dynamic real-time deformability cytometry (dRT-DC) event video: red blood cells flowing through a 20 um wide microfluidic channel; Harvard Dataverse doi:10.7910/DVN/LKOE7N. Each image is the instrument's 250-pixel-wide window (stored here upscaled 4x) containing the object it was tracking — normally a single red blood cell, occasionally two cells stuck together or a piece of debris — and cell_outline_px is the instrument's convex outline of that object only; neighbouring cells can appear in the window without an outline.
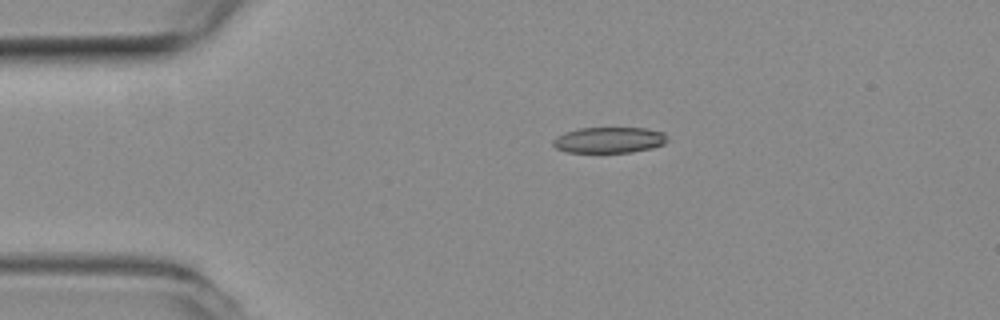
{"species": "common noctule bat (a hibernating species)", "species_latin": "Nyctalus noctula", "temperature_condition": "room temperature", "stored_images_in_passage": 16, "camera_frame_rate_fps": 3000, "um_per_image_px": 0.085, "animal": {"sex": "female", "body_mass_g": 19.3, "forearm_length_mm": 54.1}, "frame": {"image": 1, "passage_image": 1, "time_ms": 0.0, "image_size_px": [1000, 320], "cell_outline_px": [[668, 140], [664, 144], [652, 148], [632, 152], [568, 152], [556, 148], [552, 144], [552, 140], [556, 136], [564, 132], [580, 128], [644, 128], [664, 132]], "centroid_in_image_um": [51.77, 11.9], "position_along_channel_um": 33.2, "area_um2": 17.28}}
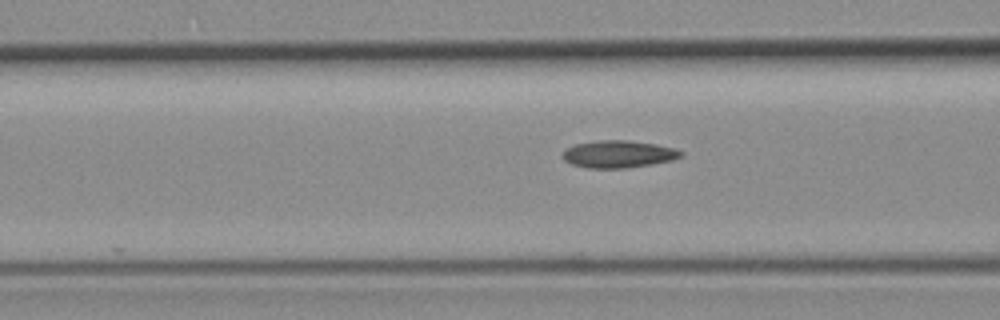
{"frame": {"image": 2, "passage_image": 11, "time_ms": 3.333, "image_size_px": [1000, 320], "cell_outline_px": [[684, 156], [672, 160], [652, 164], [628, 168], [588, 168], [572, 164], [564, 160], [560, 156], [564, 148], [576, 144], [600, 140], [628, 140], [656, 144], [676, 148], [684, 152]], "centroid_in_image_um": [52.57, 13.1], "position_along_channel_um": 114.0, "area_um2": 19.07}}
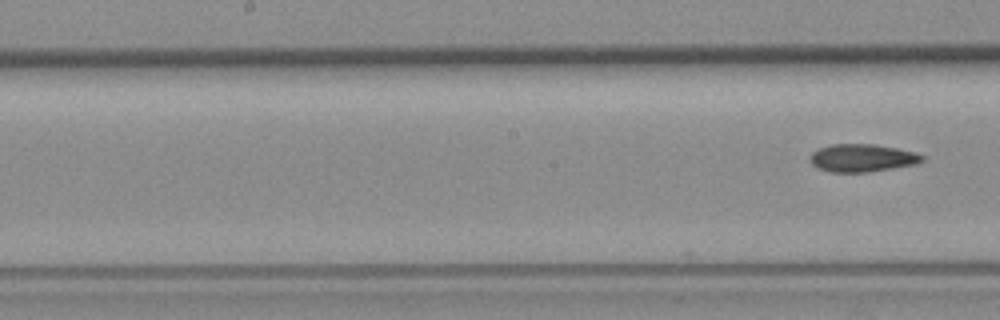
{"frame": {"image": 3, "passage_image": 16, "time_ms": 5.0, "image_size_px": [1000, 320], "cell_outline_px": [[924, 160], [916, 164], [868, 172], [828, 172], [816, 168], [812, 164], [812, 152], [820, 148], [832, 144], [876, 144], [916, 152], [924, 156]], "centroid_in_image_um": [73.3, 13.43], "position_along_channel_um": 174.9, "area_um2": 18.09}}